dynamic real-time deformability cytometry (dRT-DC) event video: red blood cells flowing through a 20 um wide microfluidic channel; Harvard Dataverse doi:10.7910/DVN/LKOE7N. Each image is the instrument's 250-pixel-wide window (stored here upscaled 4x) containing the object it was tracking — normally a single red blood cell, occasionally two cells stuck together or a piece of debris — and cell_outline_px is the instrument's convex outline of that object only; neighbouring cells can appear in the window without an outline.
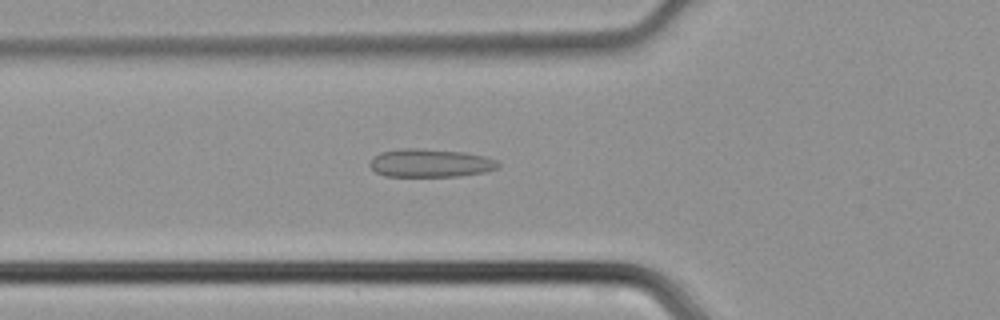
{"species": "common noctule bat (a hibernating species)", "species_latin": "Nyctalus noctula", "temperature_condition": "cold", "stored_images_in_passage": 47, "camera_frame_rate_fps": 3000, "um_per_image_px": 0.085, "animal": {"sex": "male", "body_mass_g": 21.5, "forearm_length_mm": 52.0}, "frame": {"image": 1, "passage_image": 17, "time_ms": 5.333, "image_size_px": [1000, 320], "cell_outline_px": [[500, 164], [496, 168], [484, 172], [460, 176], [384, 176], [376, 172], [368, 164], [380, 152], [400, 148], [424, 148], [464, 152], [484, 156], [496, 160]], "centroid_in_image_um": [36.57, 13.85], "position_along_channel_um": 89.2, "area_um2": 21.1}}
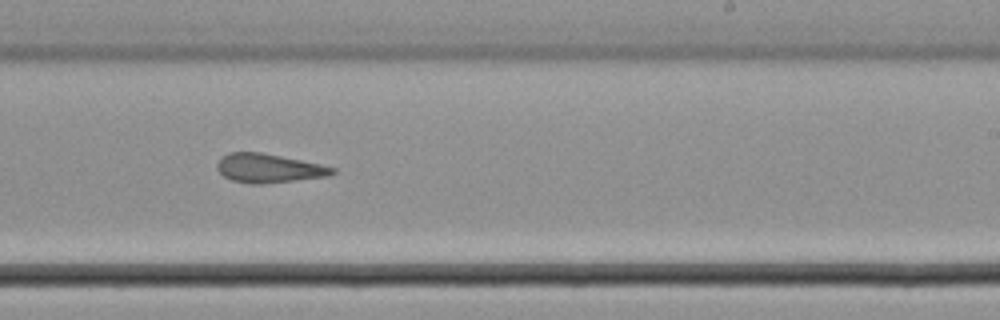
{"frame": {"image": 2, "passage_image": 29, "time_ms": 9.333, "image_size_px": [1000, 320], "cell_outline_px": [[336, 172], [328, 176], [260, 184], [248, 184], [232, 180], [224, 176], [216, 168], [216, 164], [228, 152], [260, 152], [320, 164], [336, 168]], "centroid_in_image_um": [22.83, 14.3], "position_along_channel_um": 266.2, "area_um2": 19.19}}
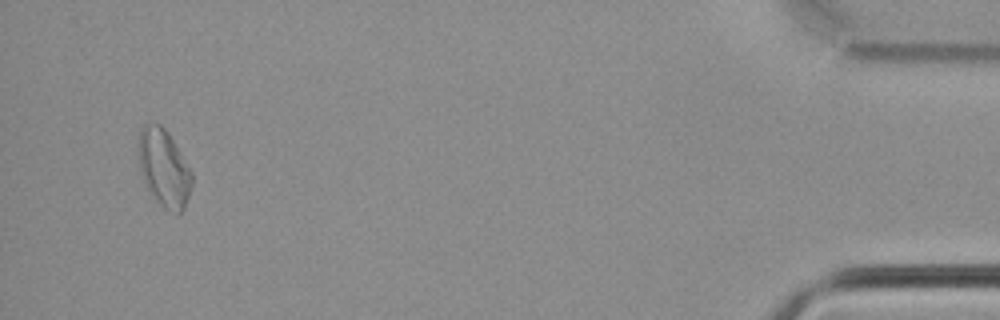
{"frame": {"image": 3, "passage_image": 45, "time_ms": 14.667, "image_size_px": [1000, 320], "cell_outline_px": [[192, 184], [184, 208], [180, 216], [164, 208], [148, 192], [140, 172], [140, 128], [144, 124], [160, 124], [164, 128], [172, 140], [192, 172]], "centroid_in_image_um": [13.94, 14.34], "position_along_channel_um": 421.3, "area_um2": 23.7}}